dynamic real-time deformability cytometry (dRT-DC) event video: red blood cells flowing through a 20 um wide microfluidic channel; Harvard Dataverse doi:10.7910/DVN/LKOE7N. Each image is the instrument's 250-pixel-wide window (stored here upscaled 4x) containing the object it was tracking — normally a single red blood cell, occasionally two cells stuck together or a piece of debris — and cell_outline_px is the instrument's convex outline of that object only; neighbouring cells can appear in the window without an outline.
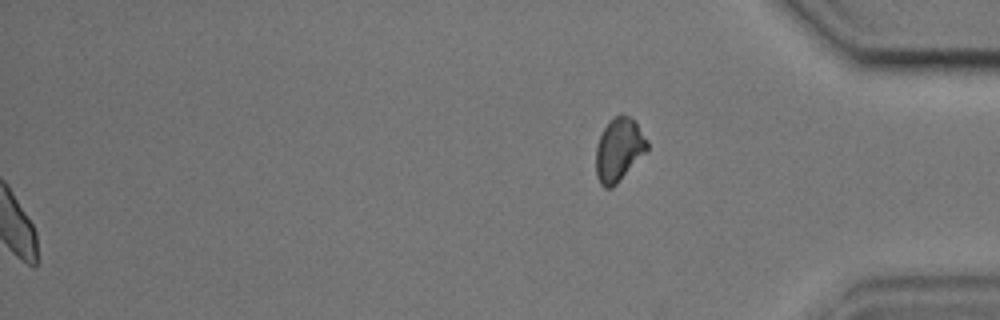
{"species": "common noctule bat (a hibernating species)", "species_latin": "Nyctalus noctula", "temperature_condition": "cold", "stored_images_in_passage": 55, "segment_of_instrument_passage": [2, 2], "camera_frame_rate_fps": 3000, "um_per_image_px": 0.085, "animal": {"sex": "male", "body_mass_g": 17.9, "forearm_length_mm": 54.2}, "frame": {"image": 1, "passage_image": 55, "time_ms": 18.0, "image_size_px": [1000, 320], "cell_outline_px": [[648, 148], [616, 184], [612, 188], [604, 188], [600, 184], [596, 176], [596, 148], [600, 136], [608, 120], [620, 112], [628, 116], [636, 124], [648, 140]], "centroid_in_image_um": [52.57, 12.7], "position_along_channel_um": 382.6, "area_um2": 18.67}}